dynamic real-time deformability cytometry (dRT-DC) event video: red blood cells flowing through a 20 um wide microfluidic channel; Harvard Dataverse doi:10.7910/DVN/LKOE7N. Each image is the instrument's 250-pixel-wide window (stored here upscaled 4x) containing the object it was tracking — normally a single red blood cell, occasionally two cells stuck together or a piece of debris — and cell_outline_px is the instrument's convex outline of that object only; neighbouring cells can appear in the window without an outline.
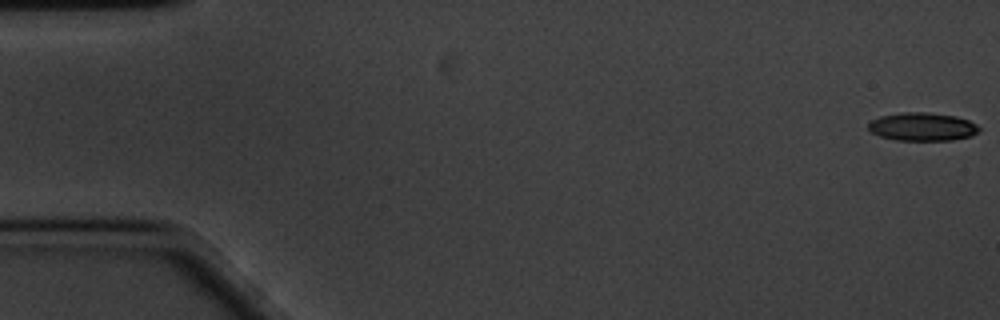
{"species": "common noctule bat (a hibernating species)", "species_latin": "Nyctalus noctula", "temperature_condition": "cold", "stored_images_in_passage": 59, "camera_frame_rate_fps": 3000, "um_per_image_px": 0.085, "animal": {"sex": "male", "body_mass_g": 20.1, "forearm_length_mm": 53.5}, "frame": {"image": 1, "passage_image": 1, "time_ms": 0.0, "image_size_px": [1000, 320], "cell_outline_px": [[980, 128], [972, 136], [952, 140], [896, 140], [880, 136], [872, 132], [868, 128], [868, 124], [872, 120], [880, 116], [904, 112], [928, 112], [956, 116], [968, 120], [976, 124]], "centroid_in_image_um": [78.4, 10.77], "position_along_channel_um": 6.6, "area_um2": 18.15}}
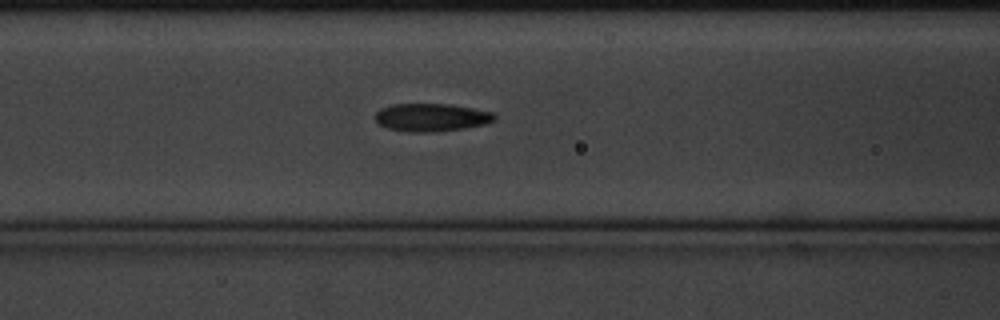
{"frame": {"image": 2, "passage_image": 24, "time_ms": 7.667, "image_size_px": [1000, 320], "cell_outline_px": [[496, 120], [484, 124], [464, 128], [432, 132], [408, 132], [388, 128], [380, 124], [376, 120], [376, 112], [380, 108], [392, 104], [448, 104], [472, 108], [492, 112], [496, 116]], "centroid_in_image_um": [36.66, 9.97], "position_along_channel_um": 129.9, "area_um2": 19.31}}
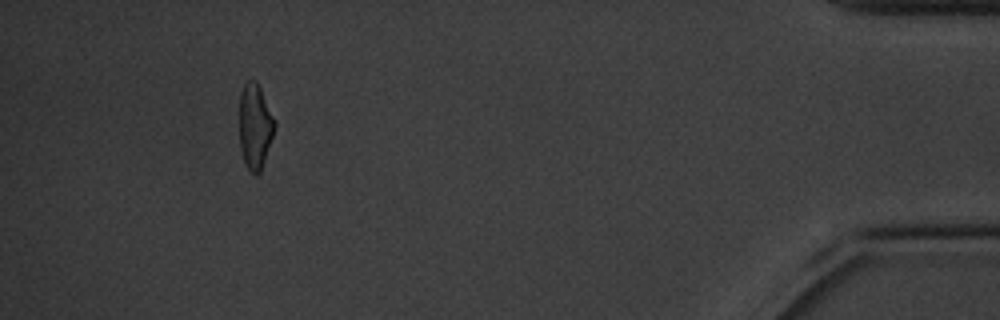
{"frame": {"image": 3, "passage_image": 55, "time_ms": 18.0, "image_size_px": [1000, 320], "cell_outline_px": [[276, 128], [260, 172], [256, 176], [248, 168], [244, 160], [240, 148], [240, 92], [244, 84], [248, 80], [256, 80], [276, 120]], "centroid_in_image_um": [21.69, 10.72], "position_along_channel_um": 413.5, "area_um2": 17.51}, "authors_computed_cell_mechanics": {"area_um2": 18.8428, "velocity_mm_per_s": 3.373, "shape_relaxation_time_tau1_ms": 3.5236, "shape_relaxation_time_tau2_ms": 2.6846, "deformation_change_tau1": 0.1282, "deformation_change_tau2": 0.1126}}